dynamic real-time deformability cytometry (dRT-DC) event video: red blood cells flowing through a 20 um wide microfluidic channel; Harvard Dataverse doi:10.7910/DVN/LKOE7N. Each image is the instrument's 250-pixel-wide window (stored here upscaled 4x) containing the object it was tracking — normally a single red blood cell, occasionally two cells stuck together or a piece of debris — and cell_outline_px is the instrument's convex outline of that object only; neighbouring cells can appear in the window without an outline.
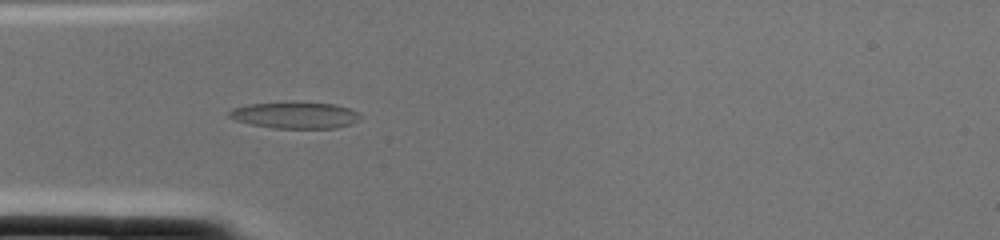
{"species": "common noctule bat (a hibernating species)", "species_latin": "Nyctalus noctula", "temperature_condition": "cold", "stored_images_in_passage": 1, "camera_frame_rate_fps": 3000, "um_per_image_px": 0.085, "animal": {"sex": "female", "body_mass_g": 22.0, "forearm_length_mm": 56.7}, "frame": {"image": 1, "passage_image": 1, "time_ms": 0.0, "image_size_px": [1000, 240], "cell_outline_px": [[360, 120], [352, 124], [336, 128], [276, 128], [252, 124], [236, 120], [228, 116], [228, 112], [232, 108], [248, 104], [292, 100], [336, 104], [360, 112]], "centroid_in_image_um": [25.12, 9.75], "position_along_channel_um": 59.9, "area_um2": 20.87}}